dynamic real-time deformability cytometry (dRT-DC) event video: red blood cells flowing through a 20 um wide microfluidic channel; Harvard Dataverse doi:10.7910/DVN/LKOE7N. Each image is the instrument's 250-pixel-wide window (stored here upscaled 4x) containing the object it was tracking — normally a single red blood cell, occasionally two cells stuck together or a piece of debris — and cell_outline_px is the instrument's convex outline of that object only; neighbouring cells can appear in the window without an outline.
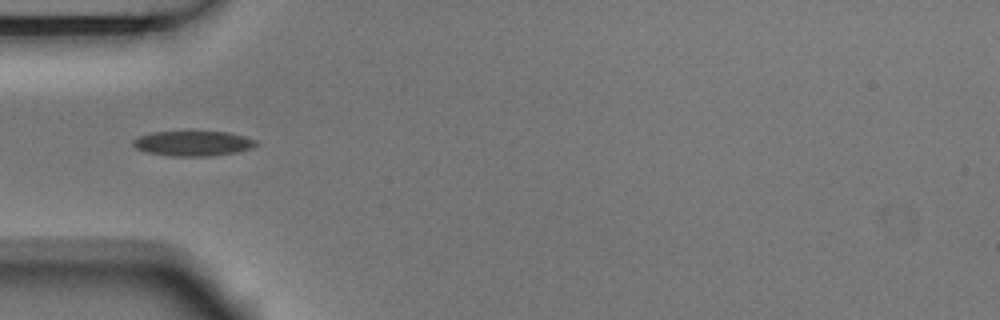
{"species": "Egyptian fruit bat (a non-hibernating species)", "species_latin": "Rousettus aegyptiacus", "temperature_condition": "room temperature", "stored_images_in_passage": 7, "camera_frame_rate_fps": 3000, "um_per_image_px": 0.085, "animal": {"sex": "male"}, "frame": {"image": 1, "passage_image": 5, "time_ms": 1.333, "image_size_px": [1000, 320], "cell_outline_px": [[260, 144], [252, 148], [236, 152], [212, 156], [172, 156], [148, 152], [136, 148], [132, 144], [132, 140], [140, 136], [152, 132], [228, 132], [244, 136], [256, 140]], "centroid_in_image_um": [16.44, 12.19], "position_along_channel_um": 68.6, "area_um2": 17.86}}
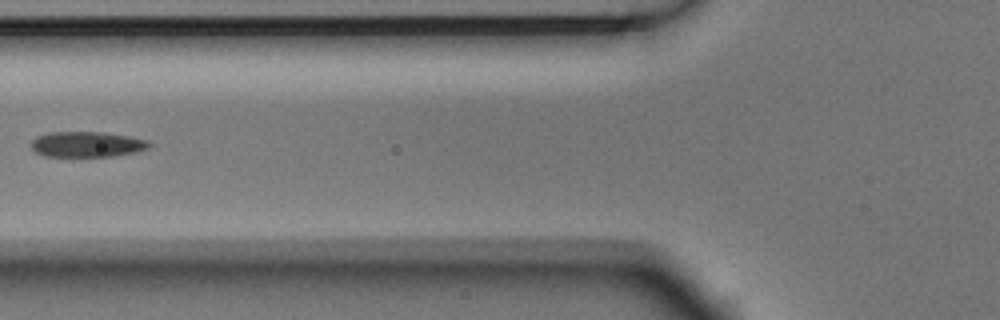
{"frame": {"image": 2, "passage_image": 6, "time_ms": 1.667, "image_size_px": [1000, 320], "cell_outline_px": [[152, 144], [148, 148], [132, 152], [112, 156], [44, 156], [36, 152], [32, 148], [32, 140], [36, 136], [48, 132], [104, 132], [128, 136], [148, 140]], "centroid_in_image_um": [7.37, 12.25], "position_along_channel_um": 118.4, "area_um2": 17.4}}
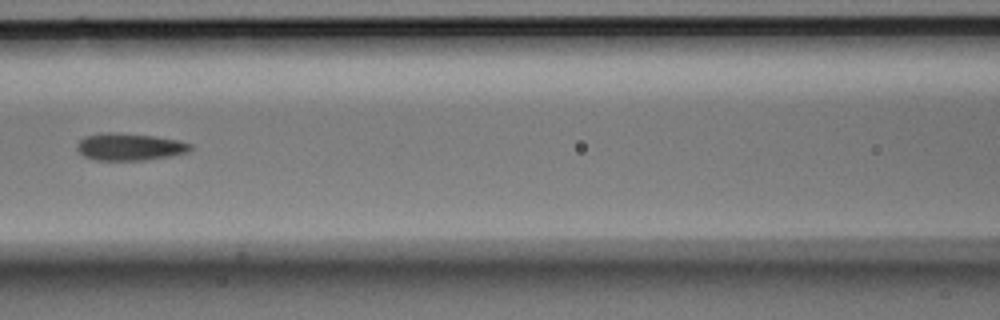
{"frame": {"image": 3, "passage_image": 7, "time_ms": 2.0, "image_size_px": [1000, 320], "cell_outline_px": [[192, 148], [188, 152], [168, 156], [144, 160], [96, 160], [84, 156], [76, 148], [76, 144], [84, 136], [100, 132], [116, 132], [156, 136], [180, 140], [192, 144]], "centroid_in_image_um": [11.0, 12.46], "position_along_channel_um": 155.6, "area_um2": 18.15}}